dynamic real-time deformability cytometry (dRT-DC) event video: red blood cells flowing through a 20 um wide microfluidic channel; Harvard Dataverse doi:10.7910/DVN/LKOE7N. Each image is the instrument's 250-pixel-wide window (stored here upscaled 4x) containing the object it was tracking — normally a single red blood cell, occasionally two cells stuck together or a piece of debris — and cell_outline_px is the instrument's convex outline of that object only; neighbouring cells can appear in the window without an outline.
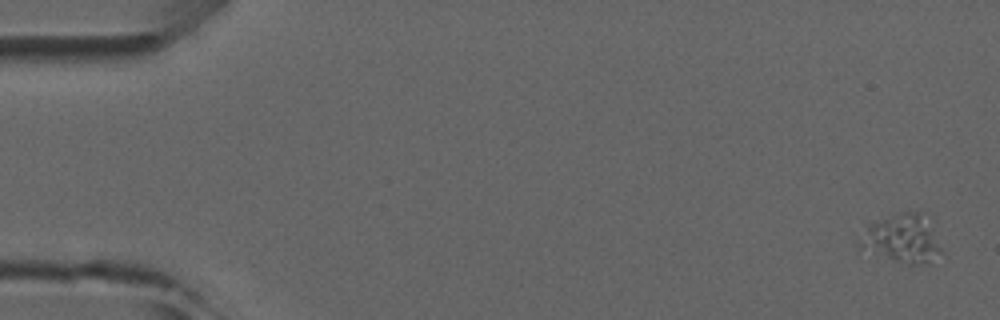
{"species": "common noctule bat (a hibernating species)", "species_latin": "Nyctalus noctula", "temperature_condition": "room temperature", "stored_images_in_passage": 5, "camera_frame_rate_fps": 3000, "um_per_image_px": 0.085, "animal": {"sex": "male", "forearm_length_mm": 52.5}, "frame": {"image": 1, "passage_image": 5, "time_ms": 5.333, "image_size_px": [1000, 320], "cell_outline_px": [[944, 252], [924, 264], [912, 264], [856, 252], [856, 244], [868, 224], [900, 212], [920, 212], [932, 216]], "centroid_in_image_um": [76.68, 20.28], "position_along_channel_um": 8.3, "area_um2": 24.39}}